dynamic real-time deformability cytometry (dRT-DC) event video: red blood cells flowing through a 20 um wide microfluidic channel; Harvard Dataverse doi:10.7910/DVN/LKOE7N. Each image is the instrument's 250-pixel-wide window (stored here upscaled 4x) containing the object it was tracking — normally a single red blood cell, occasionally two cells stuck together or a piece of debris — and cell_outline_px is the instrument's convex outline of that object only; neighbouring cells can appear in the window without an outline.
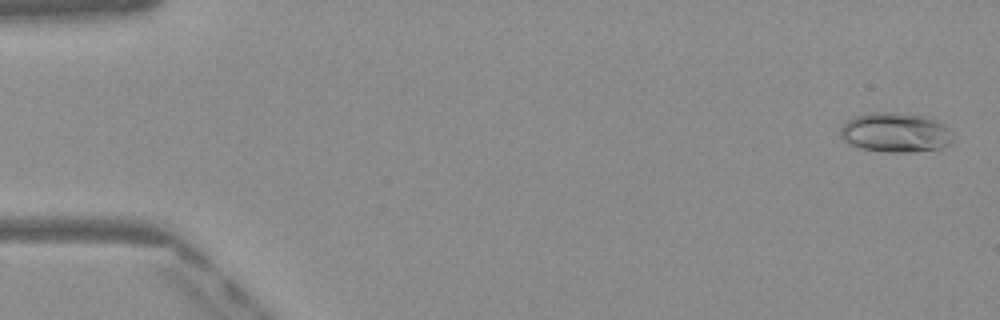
{"species": "Egyptian fruit bat (a non-hibernating species)", "species_latin": "Rousettus aegyptiacus", "temperature_condition": "warm", "stored_images_in_passage": 50, "camera_frame_rate_fps": 3000, "um_per_image_px": 0.085, "frame": {"image": 1, "passage_image": 2, "time_ms": 0.333, "image_size_px": [1000, 320], "cell_outline_px": [[952, 140], [948, 144], [940, 148], [912, 152], [884, 152], [860, 148], [844, 140], [840, 136], [840, 128], [848, 120], [856, 116], [868, 112], [892, 112], [924, 116], [936, 120], [944, 124], [952, 132]], "centroid_in_image_um": [76.11, 11.26], "position_along_channel_um": 8.9, "area_um2": 25.95}}
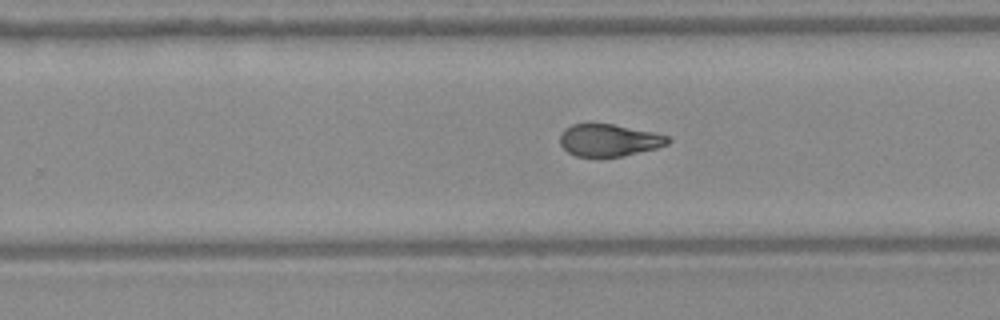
{"frame": {"image": 2, "passage_image": 32, "time_ms": 10.333, "image_size_px": [1000, 320], "cell_outline_px": [[672, 140], [668, 144], [656, 148], [624, 156], [576, 156], [568, 152], [560, 144], [560, 136], [564, 128], [572, 124], [612, 124], [652, 132], [668, 136]], "centroid_in_image_um": [51.76, 11.92], "position_along_channel_um": 278.0, "area_um2": 20.06}}
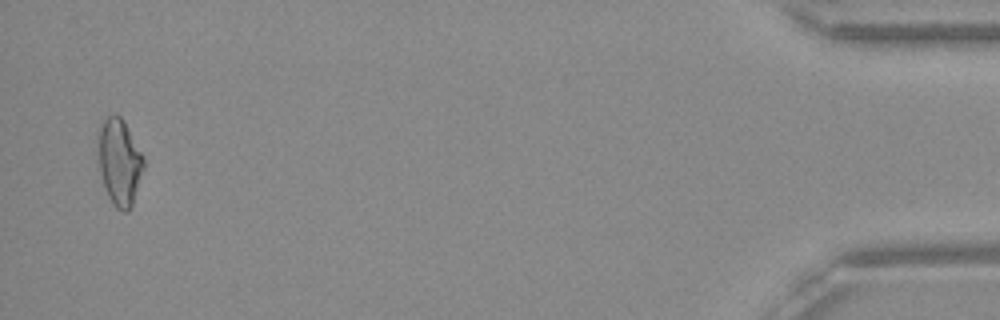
{"frame": {"image": 3, "passage_image": 49, "time_ms": 16.0, "image_size_px": [1000, 320], "cell_outline_px": [[144, 168], [132, 204], [128, 212], [124, 212], [116, 208], [112, 204], [104, 188], [100, 172], [96, 152], [96, 132], [100, 124], [108, 116], [120, 116], [124, 120], [144, 156]], "centroid_in_image_um": [10.11, 13.75], "position_along_channel_um": 425.1, "area_um2": 23.52}, "authors_computed_cell_mechanics": {"area_um2": 21.9351, "velocity_mm_per_s": 4.0881, "shape_relaxation_time_tau1_ms": 5.7814, "shape_relaxation_time_tau2_ms": 1.5435, "deformation_change_tau1": 0.1875, "deformation_change_tau2": 0.0634}}